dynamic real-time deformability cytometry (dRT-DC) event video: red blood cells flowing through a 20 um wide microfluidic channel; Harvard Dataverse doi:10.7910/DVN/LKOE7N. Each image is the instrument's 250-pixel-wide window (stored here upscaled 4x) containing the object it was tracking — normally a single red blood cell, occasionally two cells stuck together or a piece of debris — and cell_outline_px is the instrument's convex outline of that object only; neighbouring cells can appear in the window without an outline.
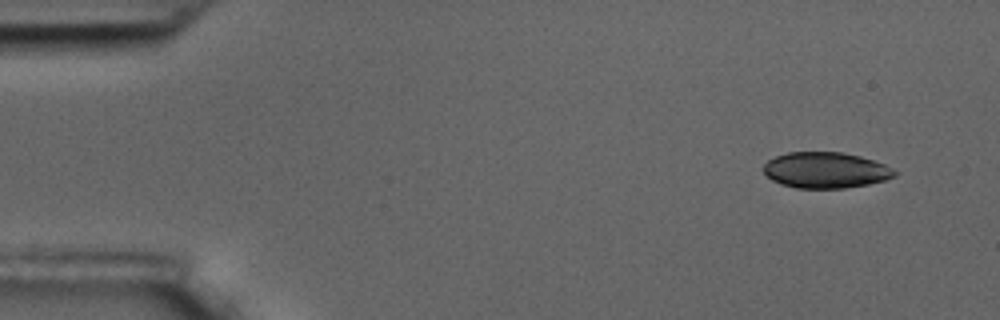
{"species": "common noctule bat (a hibernating species)", "species_latin": "Nyctalus noctula", "temperature_condition": "room temperature", "stored_images_in_passage": 4, "camera_frame_rate_fps": 3000, "um_per_image_px": 0.085, "animal": {"sex": "male", "body_mass_g": 17.5, "forearm_length_mm": 52.3}, "frame": {"image": 1, "passage_image": 1, "time_ms": 0.0, "image_size_px": [1000, 320], "cell_outline_px": [[896, 176], [884, 180], [868, 184], [844, 188], [796, 188], [780, 184], [772, 180], [760, 168], [768, 160], [776, 156], [788, 152], [840, 152], [860, 156], [884, 164], [892, 168], [896, 172]], "centroid_in_image_um": [70.14, 14.46], "position_along_channel_um": 14.9, "area_um2": 27.46}}
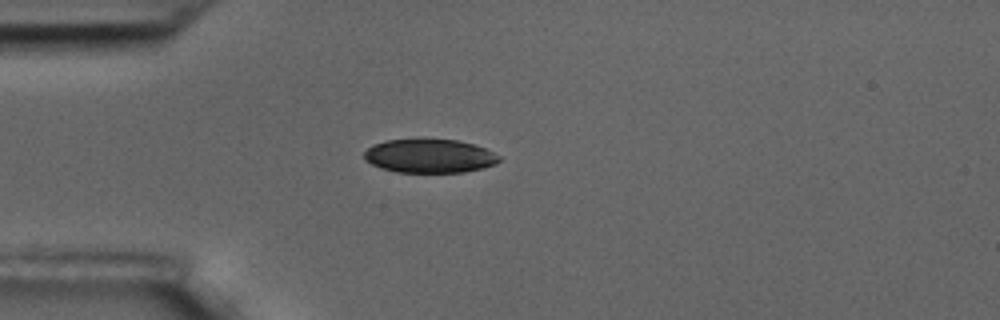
{"frame": {"image": 2, "passage_image": 4, "time_ms": 1.0, "image_size_px": [1000, 320], "cell_outline_px": [[500, 160], [496, 164], [484, 168], [464, 172], [396, 172], [380, 168], [364, 160], [364, 152], [372, 144], [388, 140], [456, 140], [472, 144], [484, 148], [500, 156]], "centroid_in_image_um": [36.5, 13.27], "position_along_channel_um": 48.5, "area_um2": 26.36}}